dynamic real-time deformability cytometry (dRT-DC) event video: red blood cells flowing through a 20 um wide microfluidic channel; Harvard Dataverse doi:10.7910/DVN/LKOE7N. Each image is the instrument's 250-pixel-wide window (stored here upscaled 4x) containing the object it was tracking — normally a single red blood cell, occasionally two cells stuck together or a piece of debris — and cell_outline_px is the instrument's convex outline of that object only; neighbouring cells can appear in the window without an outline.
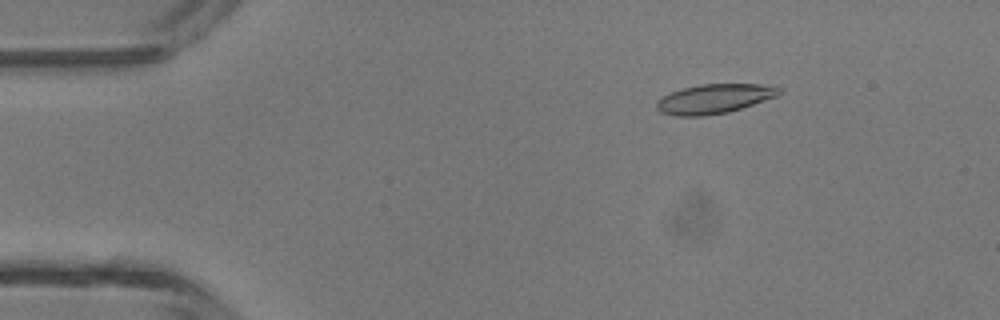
{"species": "common noctule bat (a hibernating species)", "species_latin": "Nyctalus noctula", "temperature_condition": "room temperature", "stored_images_in_passage": 5, "camera_frame_rate_fps": 3000, "um_per_image_px": 0.085, "animal": {"sex": "male", "body_mass_g": 13.3}, "frame": {"image": 1, "passage_image": 3, "time_ms": 0.667, "image_size_px": [1000, 320], "cell_outline_px": [[780, 92], [776, 96], [728, 112], [704, 116], [676, 116], [660, 112], [656, 108], [656, 100], [672, 92], [684, 88], [700, 84], [760, 84], [780, 88]], "centroid_in_image_um": [60.65, 8.4], "position_along_channel_um": 24.3, "area_um2": 20.69}}
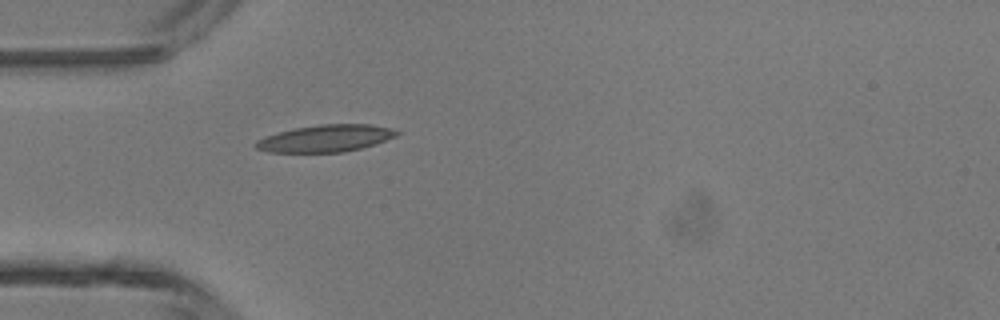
{"frame": {"image": 2, "passage_image": 5, "time_ms": 1.333, "image_size_px": [1000, 320], "cell_outline_px": [[400, 132], [396, 136], [376, 144], [344, 152], [268, 152], [256, 148], [252, 144], [256, 140], [264, 136], [276, 132], [296, 128], [320, 124], [372, 124], [388, 128]], "centroid_in_image_um": [27.63, 11.76], "position_along_channel_um": 57.4, "area_um2": 22.25}}